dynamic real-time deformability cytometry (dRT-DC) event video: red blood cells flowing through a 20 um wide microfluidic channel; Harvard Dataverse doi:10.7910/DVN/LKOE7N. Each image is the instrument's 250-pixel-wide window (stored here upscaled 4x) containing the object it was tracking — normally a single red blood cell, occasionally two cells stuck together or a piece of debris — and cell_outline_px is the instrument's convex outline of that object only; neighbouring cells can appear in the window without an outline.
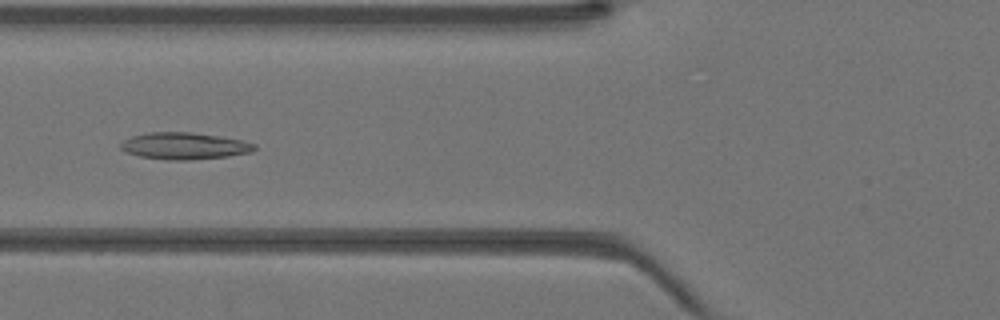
{"species": "Egyptian fruit bat (a non-hibernating species)", "species_latin": "Rousettus aegyptiacus", "temperature_condition": "warm", "stored_images_in_passage": 43, "camera_frame_rate_fps": 3000, "um_per_image_px": 0.085, "animal": {"sex": "female"}, "frame": {"image": 1, "passage_image": 17, "time_ms": 5.333, "image_size_px": [1000, 320], "cell_outline_px": [[256, 148], [252, 152], [228, 156], [188, 160], [168, 160], [140, 156], [124, 152], [120, 148], [120, 144], [124, 140], [132, 136], [148, 132], [192, 132], [220, 136], [240, 140], [256, 144]], "centroid_in_image_um": [15.65, 12.4], "position_along_channel_um": 110.1, "area_um2": 20.92}}
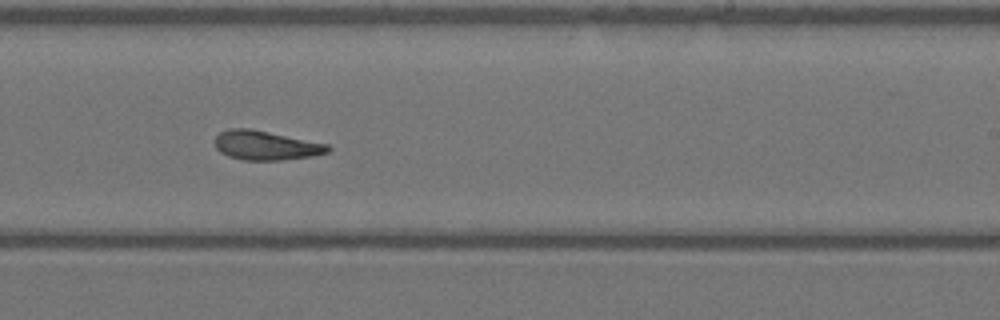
{"frame": {"image": 2, "passage_image": 27, "time_ms": 8.667, "image_size_px": [1000, 320], "cell_outline_px": [[332, 148], [328, 152], [312, 156], [280, 160], [244, 160], [228, 156], [220, 152], [216, 148], [216, 136], [220, 132], [228, 128], [252, 128], [328, 144]], "centroid_in_image_um": [22.6, 12.35], "position_along_channel_um": 266.4, "area_um2": 19.31}}
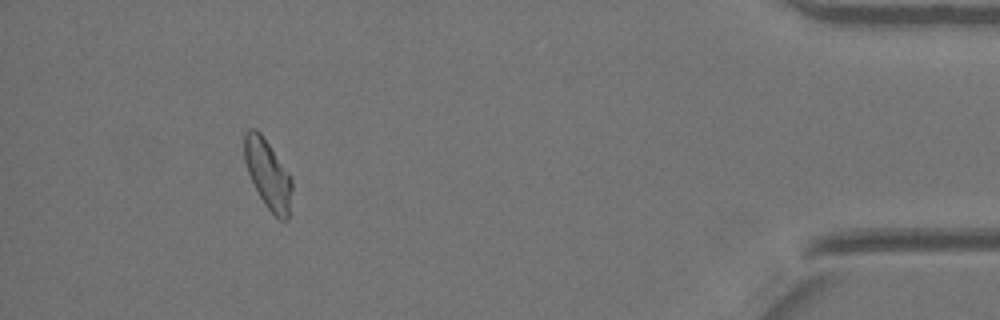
{"frame": {"image": 3, "passage_image": 40, "time_ms": 13.0, "image_size_px": [1000, 320], "cell_outline_px": [[292, 188], [288, 220], [280, 220], [264, 204], [248, 172], [244, 160], [244, 132], [248, 128], [256, 128], [260, 132], [288, 172], [292, 180]], "centroid_in_image_um": [22.76, 14.78], "position_along_channel_um": 412.4, "area_um2": 18.9}}